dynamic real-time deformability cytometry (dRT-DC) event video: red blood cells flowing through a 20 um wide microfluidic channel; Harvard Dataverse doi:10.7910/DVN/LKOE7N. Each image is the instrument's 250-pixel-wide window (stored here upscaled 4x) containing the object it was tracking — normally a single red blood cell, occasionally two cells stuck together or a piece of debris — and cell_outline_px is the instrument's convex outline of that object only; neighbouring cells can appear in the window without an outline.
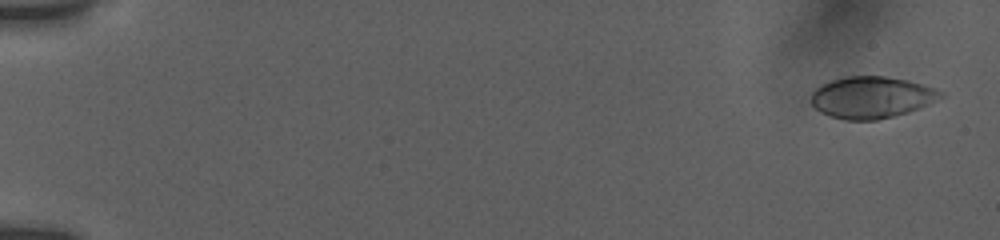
{"species": "human", "species_latin": "Homo sapiens", "temperature_condition": "room temperature", "stored_images_in_passage": 12, "camera_frame_rate_fps": 3000, "um_per_image_px": 0.085, "donor": {"sex": "female"}, "frame": {"image": 1, "passage_image": 1, "time_ms": 0.0, "image_size_px": [1000, 240], "cell_outline_px": [[948, 96], [920, 108], [908, 112], [876, 120], [844, 120], [828, 116], [820, 112], [812, 104], [812, 92], [816, 88], [832, 80], [844, 76], [884, 76], [908, 80], [944, 92]], "centroid_in_image_um": [74.11, 8.28], "position_along_channel_um": 10.9, "area_um2": 31.56}}
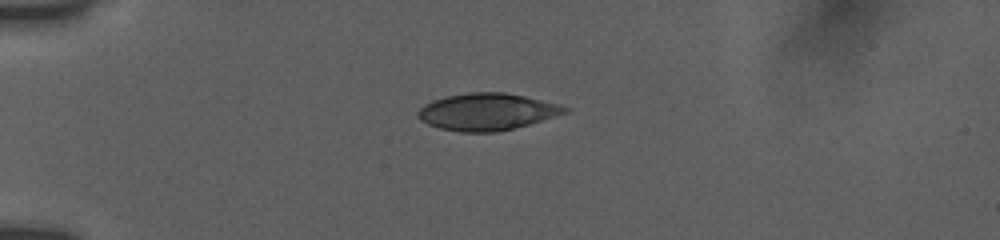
{"frame": {"image": 2, "passage_image": 9, "time_ms": 4.333, "image_size_px": [1000, 240], "cell_outline_px": [[572, 108], [568, 112], [556, 116], [528, 124], [496, 132], [460, 132], [440, 128], [428, 124], [420, 120], [416, 116], [416, 112], [424, 104], [432, 100], [448, 96], [468, 92], [504, 92], [524, 96]], "centroid_in_image_um": [41.36, 9.5], "position_along_channel_um": 43.6, "area_um2": 31.5}}
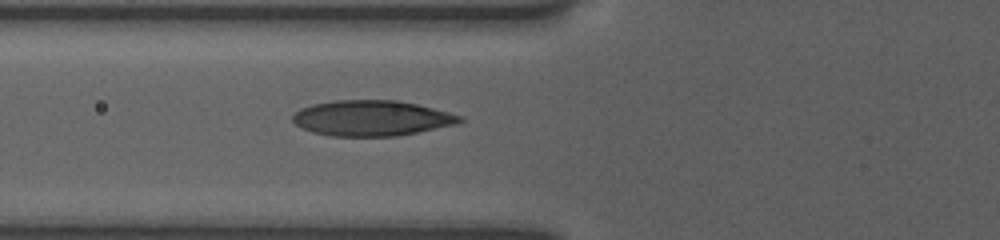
{"frame": {"image": 3, "passage_image": 12, "time_ms": 6.667, "image_size_px": [1000, 240], "cell_outline_px": [[464, 120], [456, 124], [396, 136], [332, 136], [312, 132], [300, 128], [292, 120], [292, 116], [300, 108], [312, 104], [332, 100], [400, 100], [464, 116]], "centroid_in_image_um": [31.56, 10.03], "position_along_channel_um": 94.2, "area_um2": 34.62}}